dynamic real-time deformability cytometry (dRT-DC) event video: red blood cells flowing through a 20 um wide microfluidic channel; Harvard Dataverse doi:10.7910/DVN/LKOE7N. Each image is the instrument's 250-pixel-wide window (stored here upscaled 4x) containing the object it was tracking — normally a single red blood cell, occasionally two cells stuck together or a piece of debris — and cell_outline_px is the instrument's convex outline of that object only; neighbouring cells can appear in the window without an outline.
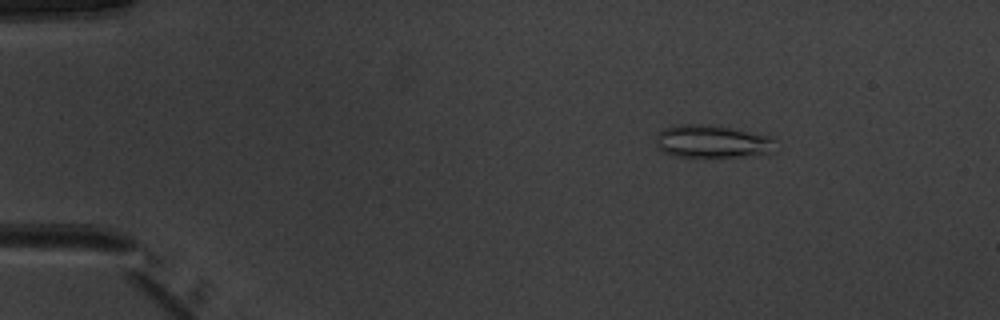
{"species": "common noctule bat (a hibernating species)", "species_latin": "Nyctalus noctula", "temperature_condition": "warm", "stored_images_in_passage": 51, "camera_frame_rate_fps": 3000, "um_per_image_px": 0.085, "animal": {"sex": "male", "body_mass_g": 20.1, "forearm_length_mm": 53.5}, "frame": {"image": 1, "passage_image": 7, "time_ms": 2.0, "image_size_px": [1000, 320], "cell_outline_px": [[772, 152], [740, 156], [676, 156], [664, 152], [656, 148], [656, 136], [664, 128], [672, 124], [716, 124], [768, 136], [772, 140]], "centroid_in_image_um": [60.43, 11.99], "position_along_channel_um": 24.6, "area_um2": 22.6}}
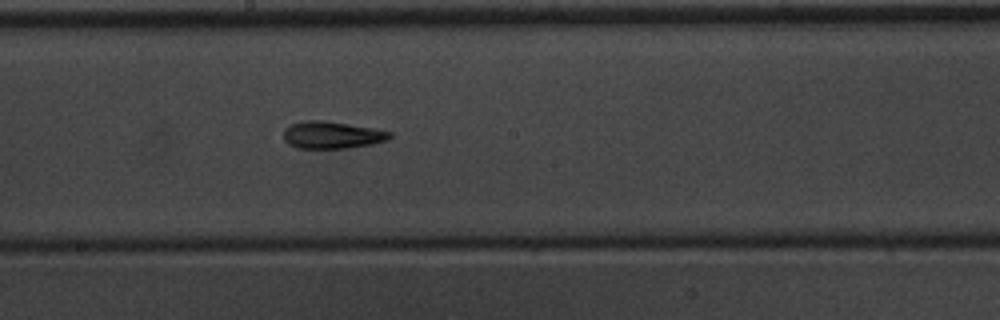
{"frame": {"image": 2, "passage_image": 28, "time_ms": 9.0, "image_size_px": [1000, 320], "cell_outline_px": [[392, 136], [388, 140], [372, 144], [344, 148], [296, 148], [288, 144], [284, 140], [284, 128], [292, 124], [304, 120], [324, 120], [372, 128], [392, 132]], "centroid_in_image_um": [28.2, 11.47], "position_along_channel_um": 220.0, "area_um2": 16.82}}
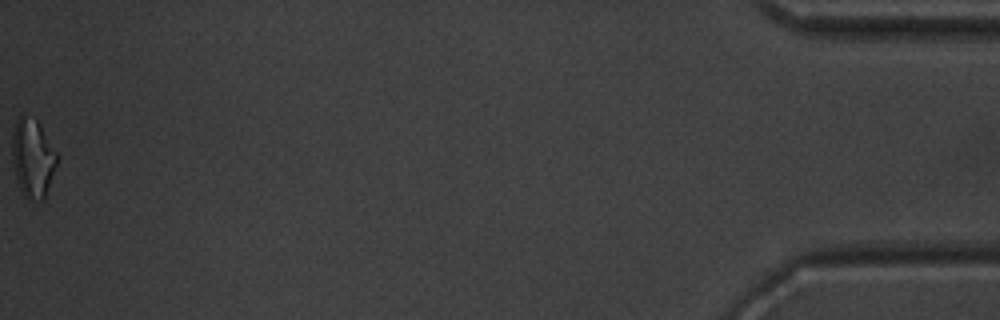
{"frame": {"image": 3, "passage_image": 51, "time_ms": 16.667, "image_size_px": [1000, 320], "cell_outline_px": [[56, 164], [44, 200], [32, 204], [24, 196], [16, 180], [12, 160], [12, 132], [20, 116], [36, 120], [56, 152]], "centroid_in_image_um": [2.75, 13.54], "position_along_channel_um": 432.4, "area_um2": 20.17}, "authors_computed_cell_mechanics": {"area_um2": 17.1666, "velocity_mm_per_s": 3.9741, "shape_relaxation_time_tau1_ms": 11.1132, "shape_relaxation_time_tau2_ms": 5.6778, "deformation_change_tau1": 0.2662, "deformation_change_tau2": 0.1827}}